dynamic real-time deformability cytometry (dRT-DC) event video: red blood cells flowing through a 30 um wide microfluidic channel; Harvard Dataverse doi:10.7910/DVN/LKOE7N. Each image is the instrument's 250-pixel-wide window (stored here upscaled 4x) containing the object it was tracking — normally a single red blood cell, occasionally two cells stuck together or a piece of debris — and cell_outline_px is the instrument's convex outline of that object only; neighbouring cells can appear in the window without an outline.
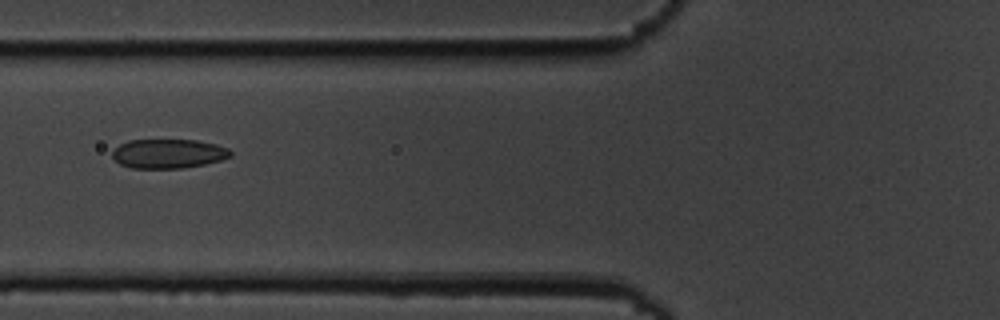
{"species": "common noctule bat (a hibernating species)", "species_latin": "Nyctalus noctula", "temperature_condition": "cold", "stored_images_in_passage": 9, "camera_frame_rate_fps": 3000, "um_per_image_px": 0.085, "animal": {"sex": "male", "body_mass_g": 19.5, "forearm_length_mm": 54.6}, "frame": {"image": 1, "passage_image": 7, "time_ms": 7.0, "image_size_px": [1000, 320], "cell_outline_px": [[232, 156], [220, 160], [204, 164], [184, 168], [132, 168], [120, 164], [112, 156], [112, 152], [120, 144], [128, 140], [196, 140], [216, 144], [228, 148], [232, 152]], "centroid_in_image_um": [14.32, 13.06], "position_along_channel_um": 111.5, "area_um2": 20.11}}
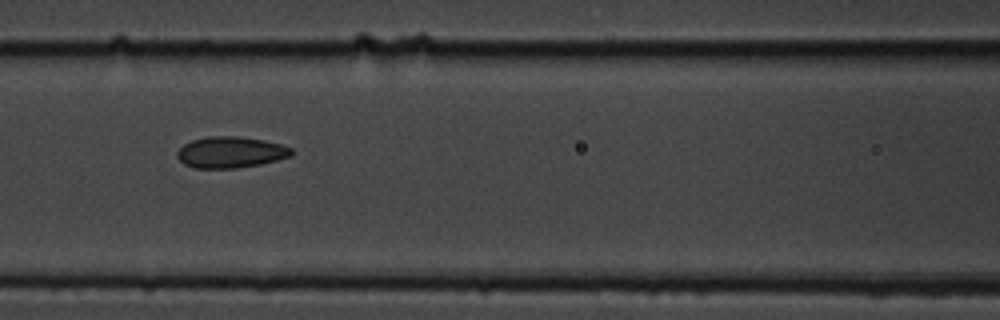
{"frame": {"image": 2, "passage_image": 8, "time_ms": 8.0, "image_size_px": [1000, 320], "cell_outline_px": [[292, 156], [260, 164], [236, 168], [192, 168], [184, 164], [176, 156], [176, 152], [184, 144], [192, 140], [208, 136], [236, 136], [264, 140], [280, 144], [292, 148]], "centroid_in_image_um": [19.58, 12.94], "position_along_channel_um": 147.0, "area_um2": 20.81}}
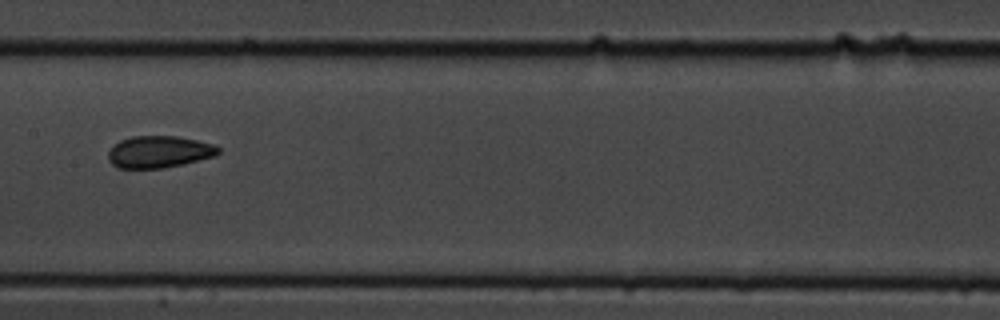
{"frame": {"image": 3, "passage_image": 9, "time_ms": 9.333, "image_size_px": [1000, 320], "cell_outline_px": [[220, 152], [216, 156], [184, 164], [164, 168], [116, 168], [108, 160], [108, 152], [112, 144], [120, 140], [132, 136], [176, 136], [216, 144], [220, 148]], "centroid_in_image_um": [13.52, 12.91], "position_along_channel_um": 193.9, "area_um2": 20.81}}